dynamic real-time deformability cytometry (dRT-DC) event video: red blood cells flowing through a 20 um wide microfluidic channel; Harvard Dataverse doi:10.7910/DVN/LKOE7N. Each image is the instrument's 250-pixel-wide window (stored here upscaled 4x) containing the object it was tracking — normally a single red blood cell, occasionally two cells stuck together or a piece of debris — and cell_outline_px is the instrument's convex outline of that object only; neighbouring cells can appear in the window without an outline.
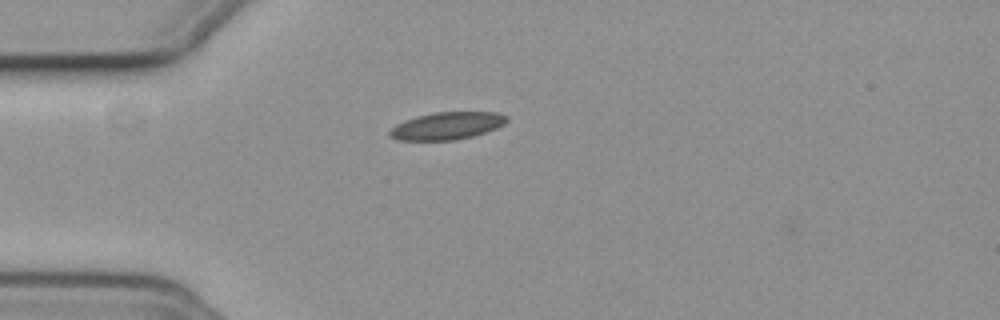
{"species": "common noctule bat (a hibernating species)", "species_latin": "Nyctalus noctula", "temperature_condition": "cold", "stored_images_in_passage": 42, "camera_frame_rate_fps": 3000, "um_per_image_px": 0.085, "animal": {"sex": "female", "body_mass_g": 19.3, "forearm_length_mm": 54.1}, "frame": {"image": 1, "passage_image": 1, "time_ms": 0.0, "image_size_px": [1000, 320], "cell_outline_px": [[508, 120], [504, 124], [496, 128], [472, 136], [456, 140], [396, 140], [388, 136], [388, 132], [396, 124], [404, 120], [416, 116], [432, 112], [496, 112], [508, 116]], "centroid_in_image_um": [37.96, 10.69], "position_along_channel_um": 47.0, "area_um2": 18.79}}
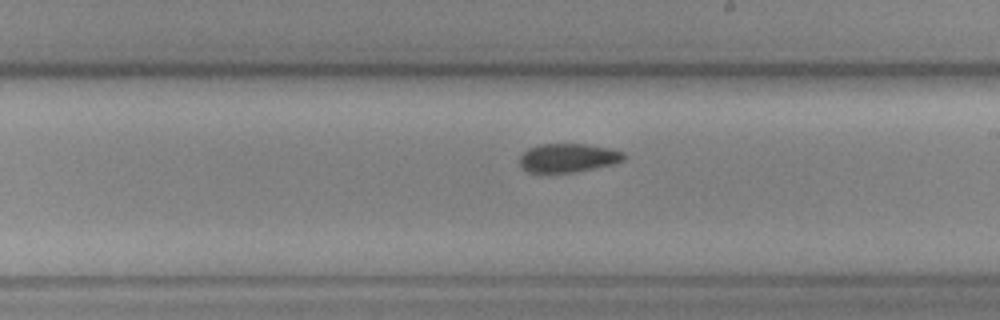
{"frame": {"image": 2, "passage_image": 18, "time_ms": 5.667, "image_size_px": [1000, 320], "cell_outline_px": [[624, 160], [616, 164], [572, 172], [528, 172], [520, 164], [520, 156], [528, 148], [540, 144], [588, 144], [612, 148], [624, 152]], "centroid_in_image_um": [48.33, 13.4], "position_along_channel_um": 240.7, "area_um2": 17.46}}
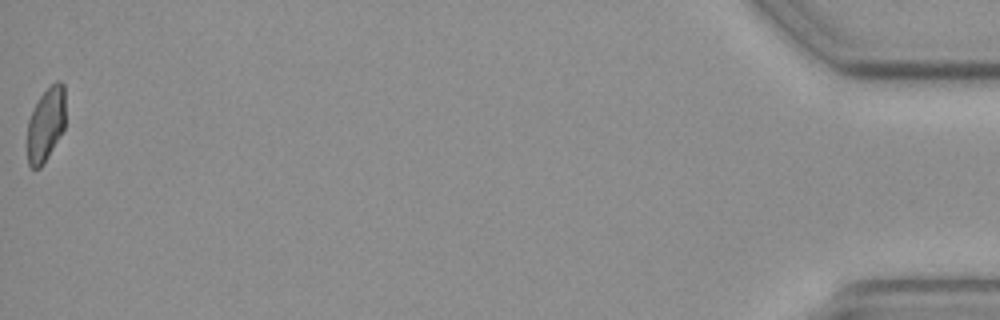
{"frame": {"image": 3, "passage_image": 42, "time_ms": 13.667, "image_size_px": [1000, 320], "cell_outline_px": [[64, 128], [48, 156], [40, 168], [32, 168], [28, 164], [28, 120], [40, 96], [56, 80], [60, 80], [64, 84]], "centroid_in_image_um": [3.9, 10.56], "position_along_channel_um": 431.3, "area_um2": 16.07}, "authors_computed_cell_mechanics": {"area_um2": 18.0047, "velocity_mm_per_s": 3.7097, "shape_relaxation_time_tau1_ms": null, "shape_relaxation_time_tau2_ms": 6.5138, "deformation_change_tau1": null, "deformation_change_tau2": 0.1072}}